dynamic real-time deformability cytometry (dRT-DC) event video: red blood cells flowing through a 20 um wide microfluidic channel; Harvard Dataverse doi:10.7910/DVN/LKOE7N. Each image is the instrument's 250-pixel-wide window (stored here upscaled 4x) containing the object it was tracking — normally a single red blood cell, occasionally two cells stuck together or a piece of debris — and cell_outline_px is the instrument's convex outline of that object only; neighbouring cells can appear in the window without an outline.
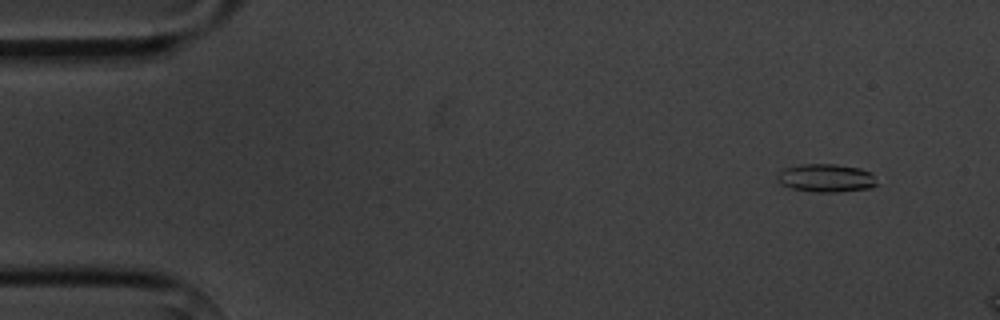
{"species": "common noctule bat (a hibernating species)", "species_latin": "Nyctalus noctula", "temperature_condition": "cold", "stored_images_in_passage": 4, "camera_frame_rate_fps": 3000, "um_per_image_px": 0.085, "animal": {"sex": "male", "body_mass_g": 20.1, "forearm_length_mm": 53.5}, "frame": {"image": 1, "passage_image": 2, "time_ms": 1.333, "image_size_px": [1000, 320], "cell_outline_px": [[876, 184], [872, 188], [836, 192], [812, 192], [792, 188], [780, 184], [776, 180], [776, 172], [784, 168], [800, 164], [836, 164], [860, 168], [872, 172]], "centroid_in_image_um": [70.17, 15.13], "position_along_channel_um": 14.8, "area_um2": 16.59}}